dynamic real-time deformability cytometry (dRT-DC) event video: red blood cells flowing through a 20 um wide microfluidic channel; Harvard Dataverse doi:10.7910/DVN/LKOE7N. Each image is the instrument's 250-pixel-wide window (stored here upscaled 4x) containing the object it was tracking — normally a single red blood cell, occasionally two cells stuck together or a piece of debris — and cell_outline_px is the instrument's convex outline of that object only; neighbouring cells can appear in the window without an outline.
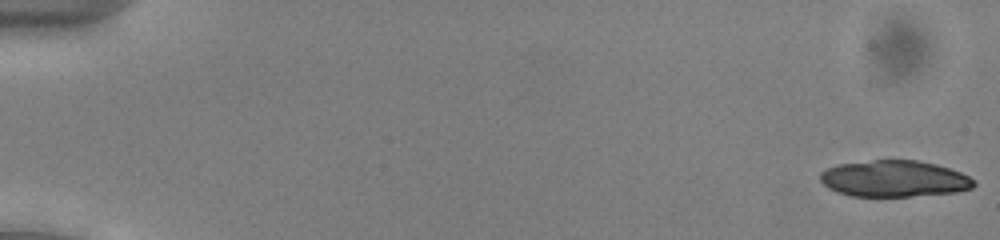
{"species": "common noctule bat (a hibernating species)", "species_latin": "Nyctalus noctula", "temperature_condition": "cold", "stored_images_in_passage": 53, "camera_frame_rate_fps": 3000, "um_per_image_px": 0.085, "animal": {"sex": "male", "body_mass_g": 13.0, "forearm_length_mm": 53.1}, "frame": {"image": 1, "passage_image": 1, "time_ms": 0.0, "image_size_px": [1000, 240], "cell_outline_px": [[976, 184], [972, 188], [956, 192], [908, 196], [852, 196], [836, 192], [828, 188], [820, 180], [820, 172], [828, 168], [840, 164], [872, 160], [916, 160], [936, 164], [960, 172], [976, 180]], "centroid_in_image_um": [76.01, 15.19], "position_along_channel_um": 9.0, "area_um2": 32.54}}
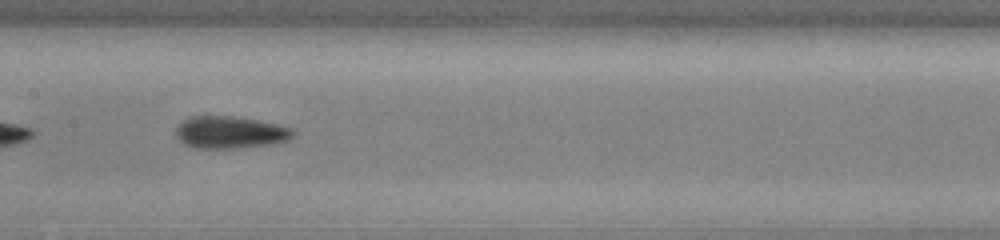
{"frame": {"image": 2, "passage_image": 28, "time_ms": 9.0, "image_size_px": [1000, 240], "cell_outline_px": [[296, 132], [292, 136], [284, 140], [268, 144], [232, 148], [196, 148], [184, 144], [176, 136], [176, 128], [188, 116], [232, 116], [256, 120], [276, 124], [292, 128]], "centroid_in_image_um": [19.51, 11.24], "position_along_channel_um": 187.9, "area_um2": 21.62}}
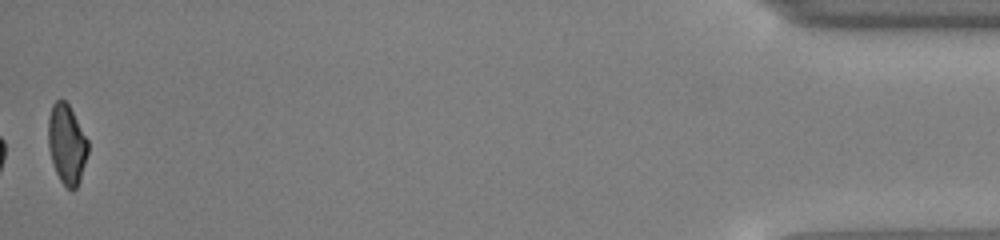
{"frame": {"image": 3, "passage_image": 53, "time_ms": 17.333, "image_size_px": [1000, 240], "cell_outline_px": [[88, 152], [80, 180], [76, 188], [72, 192], [60, 180], [56, 172], [48, 148], [48, 120], [52, 104], [56, 100], [64, 100], [68, 104], [88, 140]], "centroid_in_image_um": [5.67, 12.27], "position_along_channel_um": 429.5, "area_um2": 18.32}, "authors_computed_cell_mechanics": {"area_um2": 21.1548, "velocity_mm_per_s": 3.9483, "shape_relaxation_time_tau1_ms": 3.6058, "shape_relaxation_time_tau2_ms": 4.0863, "deformation_change_tau1": 0.0854, "deformation_change_tau2": 0.1143}}